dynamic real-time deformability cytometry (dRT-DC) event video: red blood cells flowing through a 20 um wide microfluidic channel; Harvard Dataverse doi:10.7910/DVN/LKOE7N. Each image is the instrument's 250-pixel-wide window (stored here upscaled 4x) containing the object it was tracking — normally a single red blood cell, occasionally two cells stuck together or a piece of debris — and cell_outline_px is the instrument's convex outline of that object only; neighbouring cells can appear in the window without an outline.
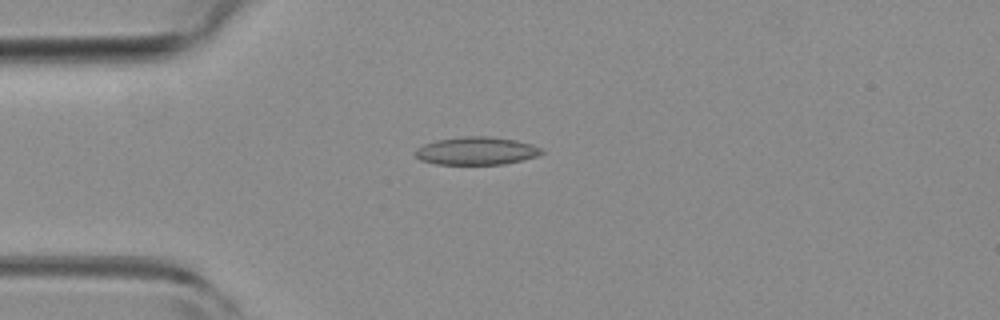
{"species": "common noctule bat (a hibernating species)", "species_latin": "Nyctalus noctula", "temperature_condition": "room temperature", "stored_images_in_passage": 7, "camera_frame_rate_fps": 3000, "um_per_image_px": 0.085, "animal": {"sex": "female", "body_mass_g": 19.3, "forearm_length_mm": 54.1}, "frame": {"image": 1, "passage_image": 4, "time_ms": 1.0, "image_size_px": [1000, 320], "cell_outline_px": [[544, 152], [536, 156], [524, 160], [504, 164], [436, 164], [420, 160], [416, 156], [416, 148], [424, 144], [436, 140], [464, 136], [488, 136], [516, 140], [532, 144], [544, 148]], "centroid_in_image_um": [40.53, 12.82], "position_along_channel_um": 44.5, "area_um2": 20.63}}
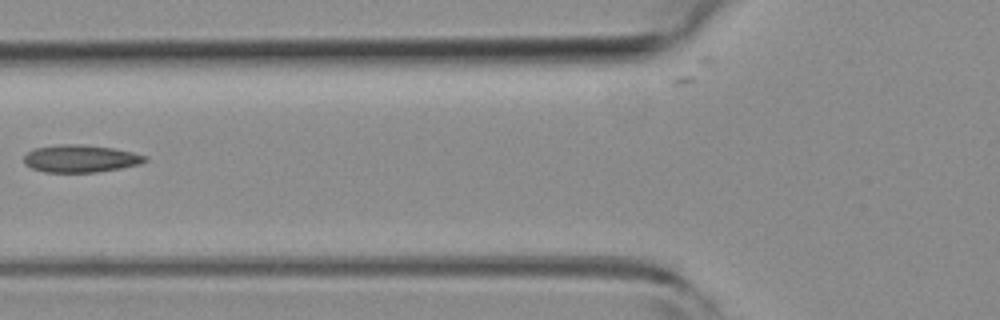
{"frame": {"image": 2, "passage_image": 6, "time_ms": 1.667, "image_size_px": [1000, 320], "cell_outline_px": [[148, 160], [140, 164], [120, 168], [96, 172], [44, 172], [32, 168], [24, 164], [24, 156], [32, 148], [60, 144], [80, 144], [112, 148], [132, 152], [148, 156]], "centroid_in_image_um": [6.83, 13.47], "position_along_channel_um": 119.0, "area_um2": 19.42}}
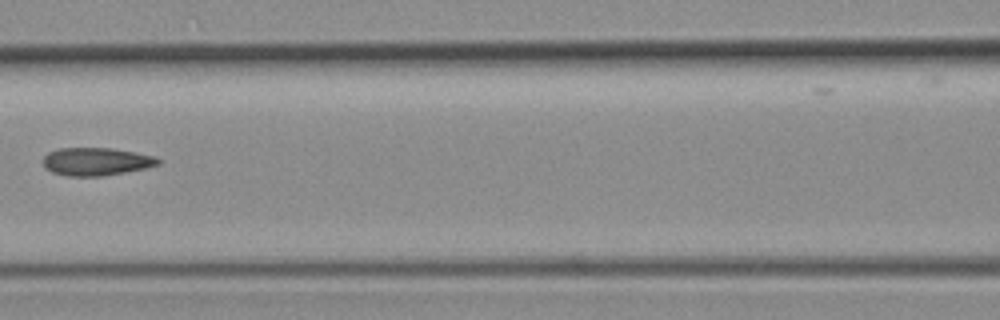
{"frame": {"image": 3, "passage_image": 7, "time_ms": 2.0, "image_size_px": [1000, 320], "cell_outline_px": [[160, 164], [144, 168], [104, 176], [68, 176], [52, 172], [44, 168], [44, 156], [48, 152], [60, 148], [112, 148], [136, 152], [156, 156], [160, 160]], "centroid_in_image_um": [8.18, 13.73], "position_along_channel_um": 158.4, "area_um2": 18.73}}